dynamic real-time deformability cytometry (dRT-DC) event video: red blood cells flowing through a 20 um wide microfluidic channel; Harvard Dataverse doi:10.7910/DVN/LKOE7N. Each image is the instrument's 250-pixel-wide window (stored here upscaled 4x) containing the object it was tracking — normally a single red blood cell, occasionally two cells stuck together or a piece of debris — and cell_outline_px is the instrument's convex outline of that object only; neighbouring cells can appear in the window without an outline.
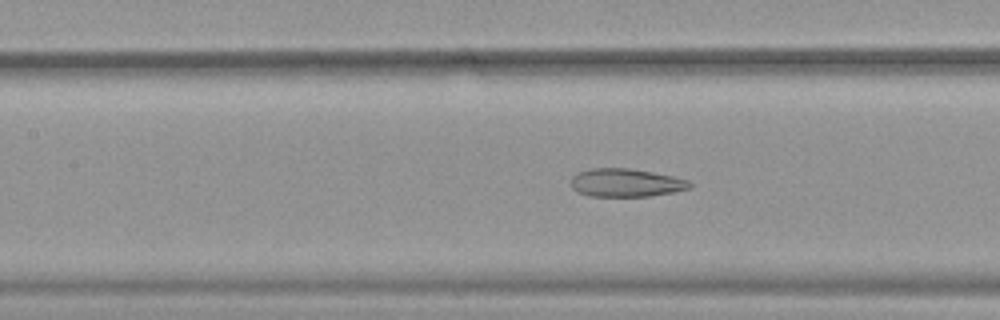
{"species": "common noctule bat (a hibernating species)", "species_latin": "Nyctalus noctula", "temperature_condition": "warm", "stored_images_in_passage": 52, "camera_frame_rate_fps": 3000, "um_per_image_px": 0.085, "animal": {"sex": "female", "body_mass_g": 19.9}, "frame": {"image": 1, "passage_image": 24, "time_ms": 7.667, "image_size_px": [1000, 320], "cell_outline_px": [[692, 188], [676, 192], [648, 196], [588, 196], [572, 188], [572, 176], [576, 172], [592, 168], [628, 168], [652, 172], [672, 176], [688, 180], [692, 184]], "centroid_in_image_um": [53.22, 15.53], "position_along_channel_um": 154.2, "area_um2": 19.54}}
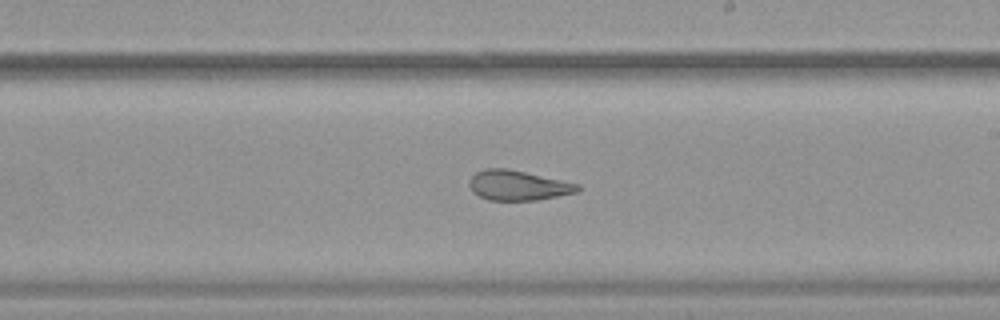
{"frame": {"image": 2, "passage_image": 31, "time_ms": 10.0, "image_size_px": [1000, 320], "cell_outline_px": [[580, 192], [536, 200], [488, 200], [472, 192], [468, 184], [468, 180], [476, 172], [484, 168], [508, 168], [580, 184]], "centroid_in_image_um": [44.02, 15.75], "position_along_channel_um": 245.0, "area_um2": 19.07}}
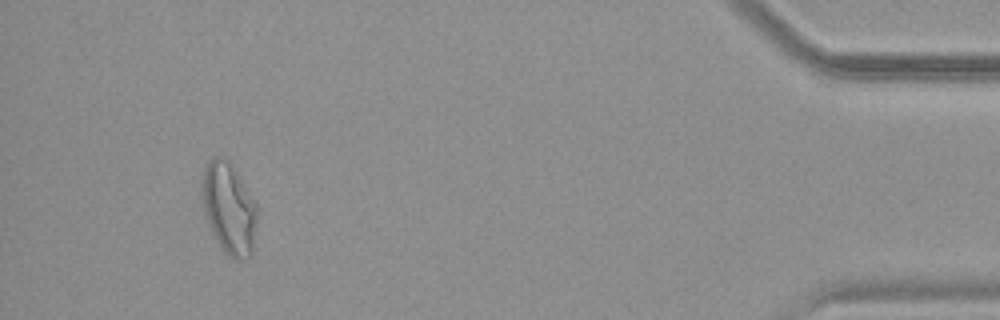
{"frame": {"image": 3, "passage_image": 49, "time_ms": 16.0, "image_size_px": [1000, 320], "cell_outline_px": [[256, 228], [252, 252], [244, 260], [236, 260], [228, 256], [224, 252], [216, 240], [208, 224], [200, 200], [200, 176], [208, 160], [216, 156], [224, 156], [236, 168], [256, 204]], "centroid_in_image_um": [19.41, 17.66], "position_along_channel_um": 415.8, "area_um2": 30.11}, "authors_computed_cell_mechanics": {"area_um2": 25.5765, "velocity_mm_per_s": 3.9123, "shape_relaxation_time_tau1_ms": null, "shape_relaxation_time_tau2_ms": 1.8101, "deformation_change_tau1": null, "deformation_change_tau2": 0.0956}}